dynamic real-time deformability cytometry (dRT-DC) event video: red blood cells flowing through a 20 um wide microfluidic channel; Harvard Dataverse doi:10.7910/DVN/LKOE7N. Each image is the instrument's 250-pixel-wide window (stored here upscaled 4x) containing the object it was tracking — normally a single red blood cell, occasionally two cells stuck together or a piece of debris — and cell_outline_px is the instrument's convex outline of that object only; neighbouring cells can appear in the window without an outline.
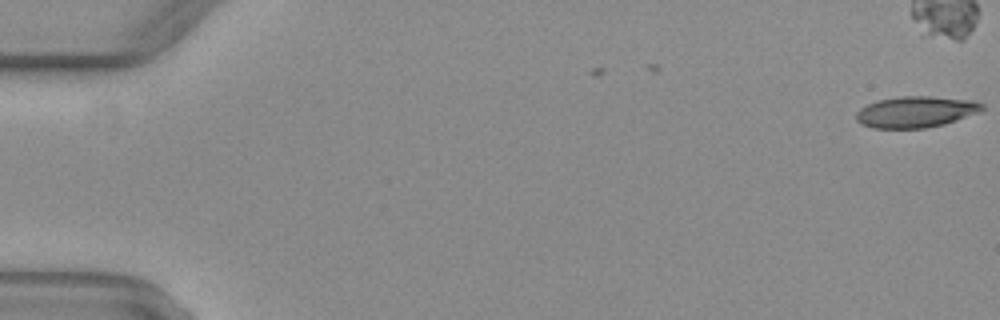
{"species": "common noctule bat (a hibernating species)", "species_latin": "Nyctalus noctula", "temperature_condition": "warm", "stored_images_in_passage": 6, "camera_frame_rate_fps": 3000, "um_per_image_px": 0.085, "animal": {"sex": "female", "body_mass_g": 29.2, "forearm_length_mm": 56.3}, "frame": {"image": 1, "passage_image": 6, "time_ms": 1.667, "image_size_px": [1000, 320], "cell_outline_px": [[984, 108], [980, 112], [944, 124], [924, 128], [872, 128], [860, 124], [856, 120], [856, 112], [860, 108], [876, 100], [900, 96], [932, 96], [976, 100], [984, 104]], "centroid_in_image_um": [77.85, 9.5], "position_along_channel_um": 7.2, "area_um2": 23.18}}